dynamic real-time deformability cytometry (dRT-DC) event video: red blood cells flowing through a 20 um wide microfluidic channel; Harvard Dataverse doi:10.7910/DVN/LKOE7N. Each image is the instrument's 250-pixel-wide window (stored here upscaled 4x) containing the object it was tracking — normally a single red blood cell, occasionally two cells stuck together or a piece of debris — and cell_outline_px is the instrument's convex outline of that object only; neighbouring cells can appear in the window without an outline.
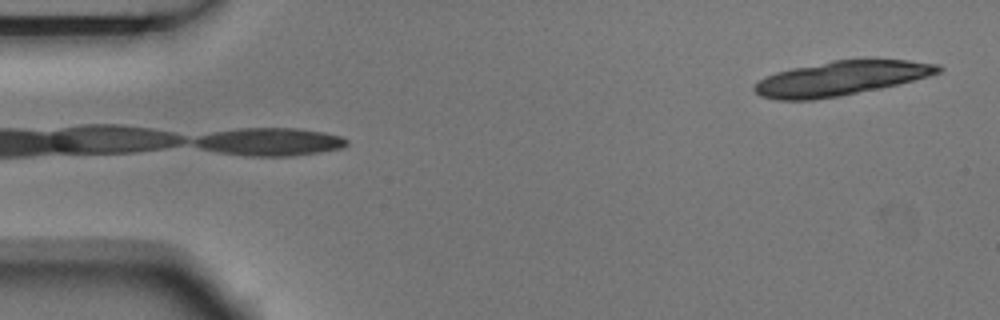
{"species": "Egyptian fruit bat (a non-hibernating species)", "species_latin": "Rousettus aegyptiacus", "temperature_condition": "room temperature", "stored_images_in_passage": 2, "camera_frame_rate_fps": 3000, "um_per_image_px": 0.085, "animal": {"sex": "male"}, "frame": {"image": 1, "passage_image": 2, "time_ms": 0.333, "image_size_px": [1000, 320], "cell_outline_px": [[944, 68], [940, 72], [928, 76], [880, 88], [840, 96], [812, 100], [776, 100], [760, 96], [752, 88], [760, 80], [776, 72], [792, 68], [832, 60], [908, 60], [940, 64]], "centroid_in_image_um": [71.47, 6.66], "position_along_channel_um": 13.5, "area_um2": 36.53}}